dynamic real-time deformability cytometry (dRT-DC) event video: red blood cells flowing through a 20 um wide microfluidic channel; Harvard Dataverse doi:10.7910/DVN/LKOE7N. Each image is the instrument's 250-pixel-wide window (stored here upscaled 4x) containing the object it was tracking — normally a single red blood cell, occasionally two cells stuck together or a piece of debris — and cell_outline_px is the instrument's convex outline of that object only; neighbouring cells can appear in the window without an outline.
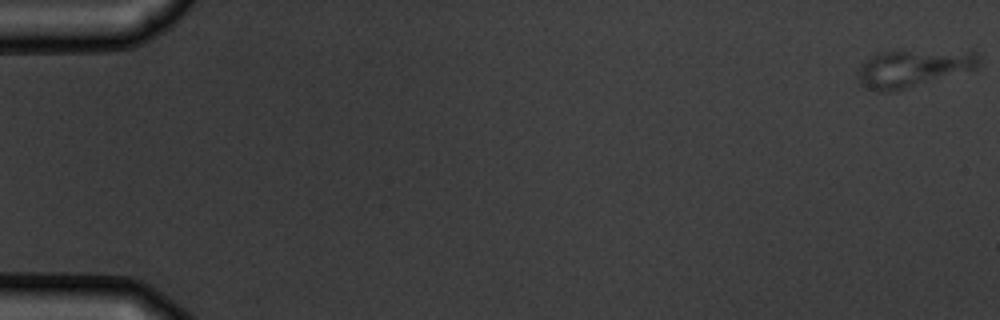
{"species": "common noctule bat (a hibernating species)", "species_latin": "Nyctalus noctula", "temperature_condition": "warm", "stored_images_in_passage": 5, "camera_frame_rate_fps": 3000, "um_per_image_px": 0.085, "animal": {"sex": "male", "body_mass_g": 19.5, "forearm_length_mm": 54.6}, "frame": {"image": 1, "passage_image": 1, "time_ms": 0.0, "image_size_px": [1000, 320], "cell_outline_px": [[980, 60], [976, 68], [896, 92], [876, 92], [860, 84], [860, 64], [864, 60], [880, 52], [976, 52], [980, 56]], "centroid_in_image_um": [77.58, 5.85], "position_along_channel_um": 7.4, "area_um2": 25.66}}
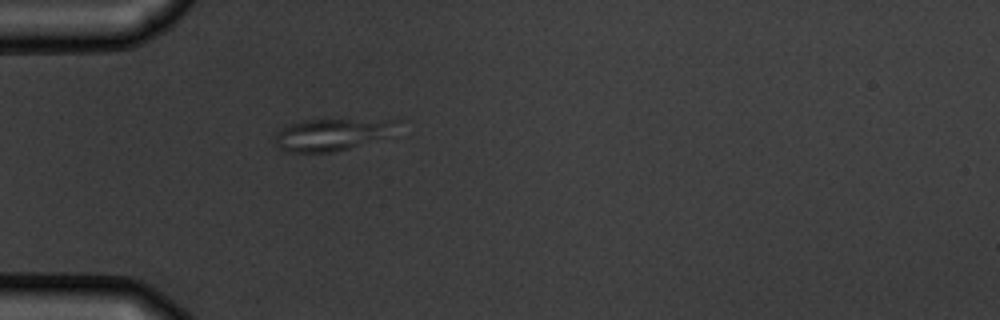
{"frame": {"image": 2, "passage_image": 5, "time_ms": 5.333, "image_size_px": [1000, 320], "cell_outline_px": [[408, 120], [380, 136], [348, 148], [332, 152], [284, 152], [276, 144], [276, 132], [292, 124], [304, 120]], "centroid_in_image_um": [28.13, 11.43], "position_along_channel_um": 56.9, "area_um2": 21.79}}